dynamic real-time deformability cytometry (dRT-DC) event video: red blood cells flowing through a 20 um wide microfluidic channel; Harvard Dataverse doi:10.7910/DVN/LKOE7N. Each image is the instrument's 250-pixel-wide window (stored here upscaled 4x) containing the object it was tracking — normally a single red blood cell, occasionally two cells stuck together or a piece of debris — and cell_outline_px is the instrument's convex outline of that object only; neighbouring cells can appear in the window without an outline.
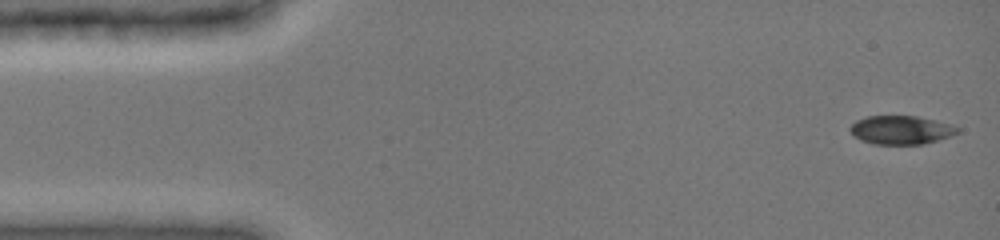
{"species": "common noctule bat (a hibernating species)", "species_latin": "Nyctalus noctula", "temperature_condition": "cold", "stored_images_in_passage": 61, "camera_frame_rate_fps": 3000, "um_per_image_px": 0.085, "animal": {"sex": "female", "body_mass_g": 19.0, "forearm_length_mm": 51.5}, "frame": {"image": 1, "passage_image": 1, "time_ms": 0.0, "image_size_px": [1000, 240], "cell_outline_px": [[960, 132], [952, 136], [924, 144], [872, 144], [860, 140], [848, 128], [856, 120], [864, 116], [916, 116], [936, 120], [952, 124], [960, 128]], "centroid_in_image_um": [76.62, 11.04], "position_along_channel_um": 8.4, "area_um2": 18.09}}
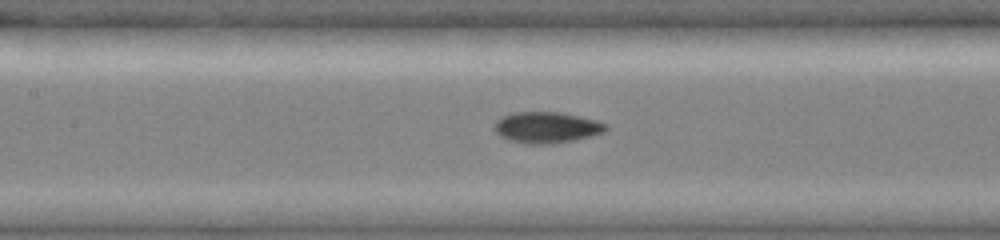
{"frame": {"image": 2, "passage_image": 27, "time_ms": 6.667, "image_size_px": [1000, 240], "cell_outline_px": [[608, 128], [604, 132], [572, 140], [548, 144], [528, 144], [508, 140], [500, 136], [492, 128], [496, 120], [500, 116], [512, 112], [560, 112], [580, 116], [596, 120], [608, 124]], "centroid_in_image_um": [46.41, 10.82], "position_along_channel_um": 161.0, "area_um2": 20.35}}
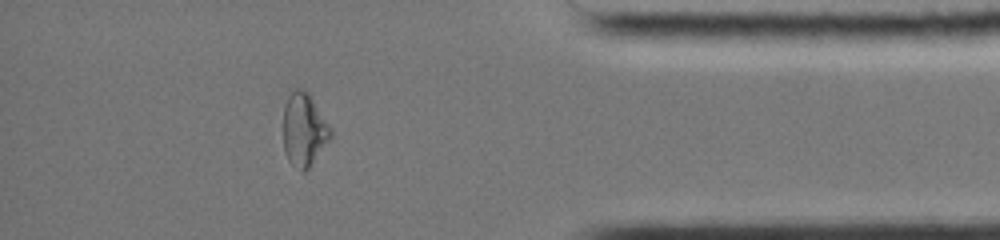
{"frame": {"image": 3, "passage_image": 52, "time_ms": 13.333, "image_size_px": [1000, 240], "cell_outline_px": [[332, 136], [308, 168], [304, 172], [288, 160], [284, 152], [284, 108], [288, 96], [296, 88], [304, 88], [308, 92], [332, 128]], "centroid_in_image_um": [25.85, 10.99], "position_along_channel_um": 409.3, "area_um2": 19.94}, "authors_computed_cell_mechanics": {"area_um2": 19.3052, "velocity_mm_per_s": 4.0169, "shape_relaxation_time_tau1_ms": null, "shape_relaxation_time_tau2_ms": 1.9438, "deformation_change_tau1": null, "deformation_change_tau2": 0.0568}}